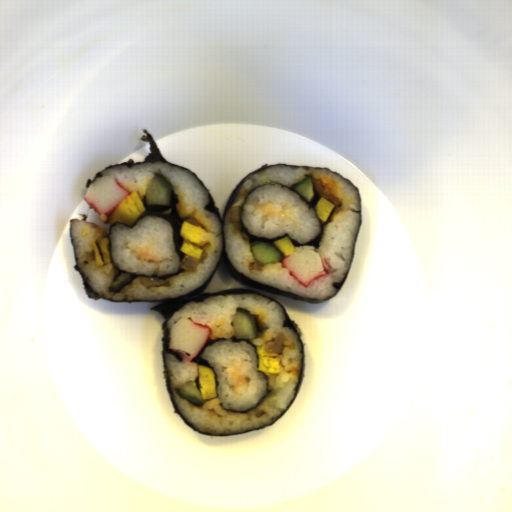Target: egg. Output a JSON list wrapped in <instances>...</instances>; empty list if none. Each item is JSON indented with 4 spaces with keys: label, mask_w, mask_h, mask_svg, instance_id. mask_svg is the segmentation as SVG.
<instances>
[{
    "label": "egg",
    "mask_w": 512,
    "mask_h": 512,
    "mask_svg": "<svg viewBox=\"0 0 512 512\" xmlns=\"http://www.w3.org/2000/svg\"><path fill=\"white\" fill-rule=\"evenodd\" d=\"M179 234L183 237V244L179 251L196 259L202 257L201 246L210 243L211 236L201 226H196L183 220Z\"/></svg>",
    "instance_id": "obj_1"
},
{
    "label": "egg",
    "mask_w": 512,
    "mask_h": 512,
    "mask_svg": "<svg viewBox=\"0 0 512 512\" xmlns=\"http://www.w3.org/2000/svg\"><path fill=\"white\" fill-rule=\"evenodd\" d=\"M146 211L147 210L136 190L131 194H128L118 203L109 217V224L121 221L132 226Z\"/></svg>",
    "instance_id": "obj_2"
},
{
    "label": "egg",
    "mask_w": 512,
    "mask_h": 512,
    "mask_svg": "<svg viewBox=\"0 0 512 512\" xmlns=\"http://www.w3.org/2000/svg\"><path fill=\"white\" fill-rule=\"evenodd\" d=\"M197 385L203 401L218 397L215 371L210 367L199 364Z\"/></svg>",
    "instance_id": "obj_3"
},
{
    "label": "egg",
    "mask_w": 512,
    "mask_h": 512,
    "mask_svg": "<svg viewBox=\"0 0 512 512\" xmlns=\"http://www.w3.org/2000/svg\"><path fill=\"white\" fill-rule=\"evenodd\" d=\"M266 344L256 346L257 371L263 372L266 376H279L281 362L277 357L278 353L266 352Z\"/></svg>",
    "instance_id": "obj_4"
},
{
    "label": "egg",
    "mask_w": 512,
    "mask_h": 512,
    "mask_svg": "<svg viewBox=\"0 0 512 512\" xmlns=\"http://www.w3.org/2000/svg\"><path fill=\"white\" fill-rule=\"evenodd\" d=\"M89 245L93 251L95 258V266L103 267L106 265H110L112 262L110 252L108 247L110 245V238L107 236L102 237L97 241L96 239L89 240Z\"/></svg>",
    "instance_id": "obj_5"
},
{
    "label": "egg",
    "mask_w": 512,
    "mask_h": 512,
    "mask_svg": "<svg viewBox=\"0 0 512 512\" xmlns=\"http://www.w3.org/2000/svg\"><path fill=\"white\" fill-rule=\"evenodd\" d=\"M313 207L319 221L325 224L326 222H328L336 206L328 199L322 196L316 201Z\"/></svg>",
    "instance_id": "obj_6"
},
{
    "label": "egg",
    "mask_w": 512,
    "mask_h": 512,
    "mask_svg": "<svg viewBox=\"0 0 512 512\" xmlns=\"http://www.w3.org/2000/svg\"><path fill=\"white\" fill-rule=\"evenodd\" d=\"M292 189L308 203H311L315 198V189L312 178L309 176L293 186Z\"/></svg>",
    "instance_id": "obj_7"
},
{
    "label": "egg",
    "mask_w": 512,
    "mask_h": 512,
    "mask_svg": "<svg viewBox=\"0 0 512 512\" xmlns=\"http://www.w3.org/2000/svg\"><path fill=\"white\" fill-rule=\"evenodd\" d=\"M272 245L286 257L295 252V246L289 236L272 242Z\"/></svg>",
    "instance_id": "obj_8"
}]
</instances>
